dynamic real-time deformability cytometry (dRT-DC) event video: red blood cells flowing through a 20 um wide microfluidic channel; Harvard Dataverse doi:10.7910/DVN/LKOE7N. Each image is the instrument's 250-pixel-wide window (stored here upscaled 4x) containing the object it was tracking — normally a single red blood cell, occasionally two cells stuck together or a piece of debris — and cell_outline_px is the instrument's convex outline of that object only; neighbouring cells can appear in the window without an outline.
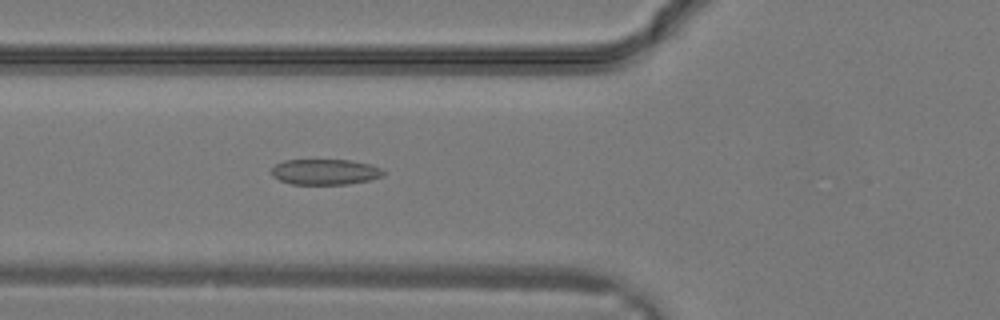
{"species": "common noctule bat (a hibernating species)", "species_latin": "Nyctalus noctula", "temperature_condition": "warm", "stored_images_in_passage": 30, "camera_frame_rate_fps": 3000, "um_per_image_px": 0.085, "animal": {"sex": "male", "body_mass_g": 19.2, "forearm_length_mm": 51.8}, "frame": {"image": 1, "passage_image": 11, "time_ms": 3.333, "image_size_px": [1000, 320], "cell_outline_px": [[384, 176], [368, 180], [348, 184], [292, 184], [280, 180], [272, 176], [272, 168], [276, 164], [284, 160], [348, 160], [368, 164], [380, 168], [384, 172]], "centroid_in_image_um": [27.61, 14.61], "position_along_channel_um": 98.2, "area_um2": 16.53}}
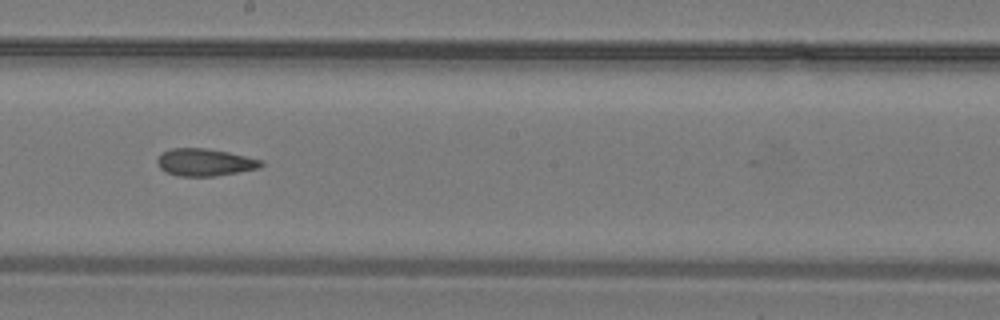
{"frame": {"image": 2, "passage_image": 17, "time_ms": 5.333, "image_size_px": [1000, 320], "cell_outline_px": [[264, 164], [260, 168], [212, 176], [180, 176], [164, 172], [160, 168], [156, 160], [164, 152], [172, 148], [204, 148], [228, 152], [264, 160]], "centroid_in_image_um": [17.42, 13.79], "position_along_channel_um": 230.8, "area_um2": 16.42}}
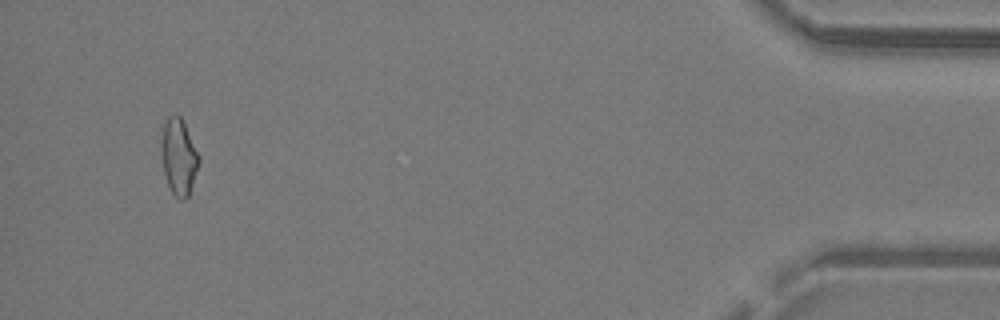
{"frame": {"image": 3, "passage_image": 29, "time_ms": 9.333, "image_size_px": [1000, 320], "cell_outline_px": [[200, 160], [188, 196], [184, 200], [180, 200], [172, 192], [168, 184], [164, 172], [160, 152], [160, 140], [164, 124], [168, 116], [176, 112], [180, 116], [200, 156]], "centroid_in_image_um": [15.17, 13.29], "position_along_channel_um": 420.0, "area_um2": 16.7}}